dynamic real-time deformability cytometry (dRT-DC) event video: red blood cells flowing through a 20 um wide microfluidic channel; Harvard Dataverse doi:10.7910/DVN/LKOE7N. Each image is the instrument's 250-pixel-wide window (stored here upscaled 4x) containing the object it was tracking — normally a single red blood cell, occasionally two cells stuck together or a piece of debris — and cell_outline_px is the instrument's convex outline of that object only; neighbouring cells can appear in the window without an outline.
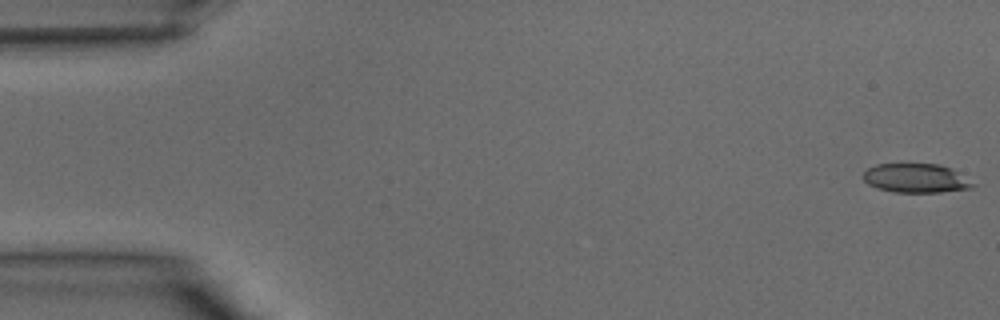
{"species": "common noctule bat (a hibernating species)", "species_latin": "Nyctalus noctula", "temperature_condition": "warm", "stored_images_in_passage": 40, "camera_frame_rate_fps": 3000, "um_per_image_px": 0.085, "animal": {"sex": "male", "body_mass_g": 15.6}, "frame": {"image": 1, "passage_image": 1, "time_ms": 0.0, "image_size_px": [1000, 320], "cell_outline_px": [[976, 184], [972, 188], [940, 192], [892, 192], [876, 188], [868, 184], [864, 180], [864, 172], [868, 168], [876, 164], [940, 164], [952, 168]], "centroid_in_image_um": [77.86, 15.15], "position_along_channel_um": 7.1, "area_um2": 18.61}}
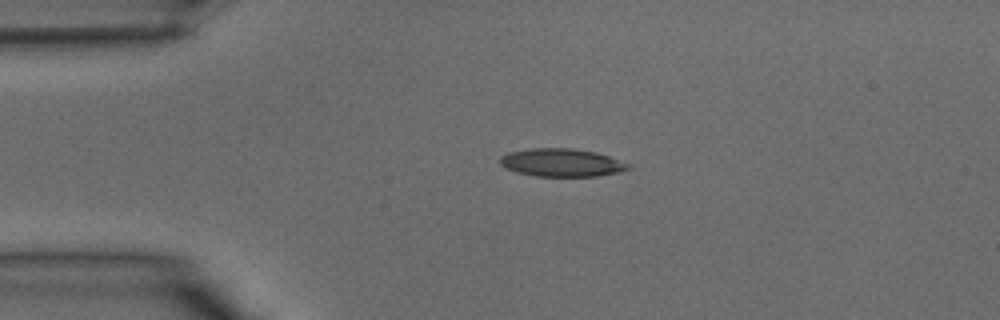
{"frame": {"image": 2, "passage_image": 9, "time_ms": 2.667, "image_size_px": [1000, 320], "cell_outline_px": [[632, 168], [620, 172], [596, 176], [536, 176], [516, 172], [504, 168], [500, 164], [500, 156], [508, 152], [532, 148], [572, 148], [596, 152], [632, 164]], "centroid_in_image_um": [47.75, 13.82], "position_along_channel_um": 37.3, "area_um2": 21.1}}
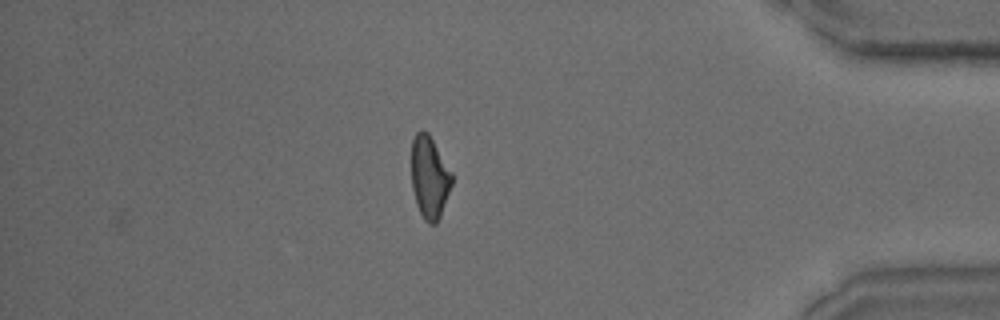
{"frame": {"image": 3, "passage_image": 34, "time_ms": 11.0, "image_size_px": [1000, 320], "cell_outline_px": [[452, 184], [440, 216], [436, 224], [428, 224], [424, 220], [416, 204], [412, 188], [412, 140], [416, 132], [420, 128], [424, 128], [428, 132], [452, 172]], "centroid_in_image_um": [36.5, 15.04], "position_along_channel_um": 398.7, "area_um2": 19.48}}